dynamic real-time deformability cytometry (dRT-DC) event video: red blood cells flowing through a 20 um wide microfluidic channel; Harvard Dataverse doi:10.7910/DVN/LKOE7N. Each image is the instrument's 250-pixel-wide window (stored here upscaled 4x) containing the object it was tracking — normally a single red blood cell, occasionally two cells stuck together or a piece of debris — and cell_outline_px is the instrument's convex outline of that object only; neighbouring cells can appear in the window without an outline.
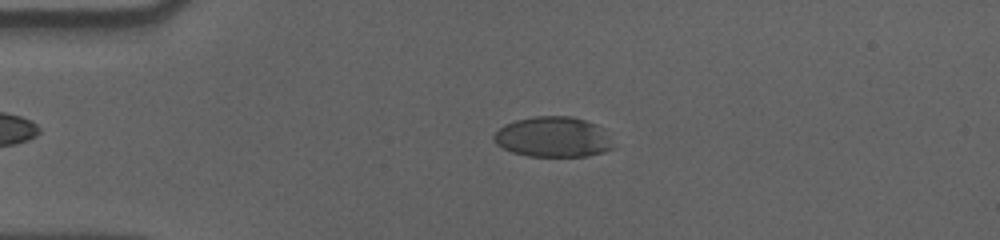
{"species": "human", "species_latin": "Homo sapiens", "temperature_condition": "cold", "stored_images_in_passage": 58, "camera_frame_rate_fps": 3000, "um_per_image_px": 0.085, "donor": {"sex": "male"}, "frame": {"image": 1, "passage_image": 14, "time_ms": 4.333, "image_size_px": [1000, 240], "cell_outline_px": [[616, 148], [604, 152], [588, 156], [528, 156], [512, 152], [496, 144], [492, 140], [492, 136], [504, 124], [516, 120], [536, 116], [572, 116], [596, 124], [604, 128]], "centroid_in_image_um": [47.04, 11.65], "position_along_channel_um": 38.0, "area_um2": 28.32}}
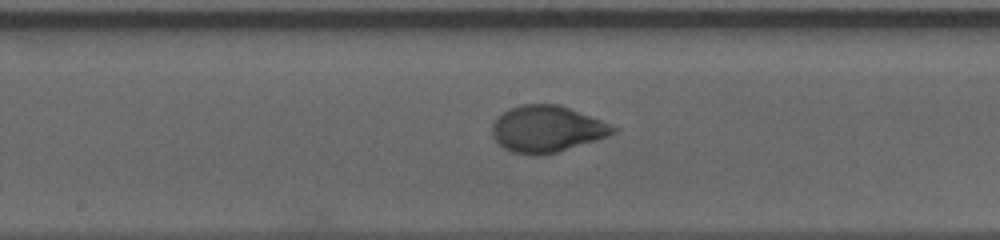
{"frame": {"image": 2, "passage_image": 31, "time_ms": 10.0, "image_size_px": [1000, 240], "cell_outline_px": [[620, 128], [616, 132], [608, 136], [596, 140], [544, 156], [532, 156], [512, 152], [504, 148], [492, 136], [492, 124], [508, 108], [520, 104], [560, 104], [612, 124]], "centroid_in_image_um": [46.51, 10.97], "position_along_channel_um": 201.7, "area_um2": 33.06}}
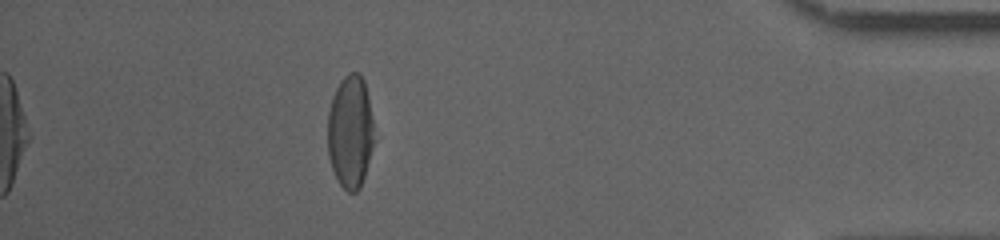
{"frame": {"image": 3, "passage_image": 52, "time_ms": 17.0, "image_size_px": [1000, 240], "cell_outline_px": [[376, 140], [360, 188], [356, 192], [348, 192], [340, 184], [332, 168], [328, 156], [328, 112], [332, 96], [340, 80], [348, 72], [360, 72], [364, 80], [368, 96]], "centroid_in_image_um": [29.79, 11.18], "position_along_channel_um": 405.4, "area_um2": 30.98}, "authors_computed_cell_mechanics": {"area_um2": 31.9345, "velocity_mm_per_s": 3.5586, "shape_relaxation_time_tau1_ms": 4.2125, "shape_relaxation_time_tau2_ms": null, "deformation_change_tau1": 0.1747, "deformation_change_tau2": null}}